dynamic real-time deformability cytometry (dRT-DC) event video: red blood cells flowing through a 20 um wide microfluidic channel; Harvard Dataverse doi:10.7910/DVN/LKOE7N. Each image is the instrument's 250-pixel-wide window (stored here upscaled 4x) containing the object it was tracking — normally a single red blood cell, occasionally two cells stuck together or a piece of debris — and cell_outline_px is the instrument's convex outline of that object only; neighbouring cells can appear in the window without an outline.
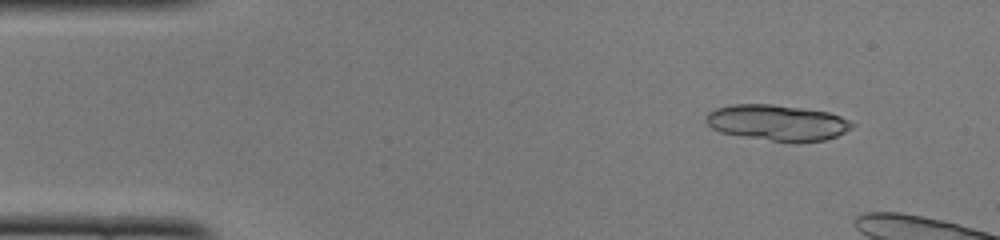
{"species": "common noctule bat (a hibernating species)", "species_latin": "Nyctalus noctula", "temperature_condition": "cold", "stored_images_in_passage": 9, "camera_frame_rate_fps": 3000, "um_per_image_px": 0.085, "animal": {"sex": "female", "body_mass_g": 22.0, "forearm_length_mm": 56.7}, "frame": {"image": 1, "passage_image": 1, "time_ms": 0.0, "image_size_px": [1000, 240], "cell_outline_px": [[856, 124], [844, 132], [836, 136], [824, 140], [796, 144], [744, 136], [720, 132], [712, 128], [708, 124], [708, 112], [716, 108], [732, 104], [772, 104], [828, 112], [840, 116]], "centroid_in_image_um": [66.1, 10.44], "position_along_channel_um": 18.9, "area_um2": 30.4}}